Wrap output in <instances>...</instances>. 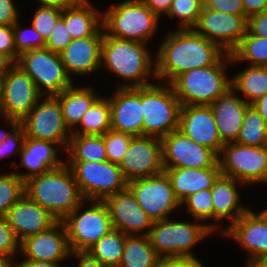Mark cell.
Instances as JSON below:
<instances>
[{"label": "cell", "instance_id": "cell-31", "mask_svg": "<svg viewBox=\"0 0 267 267\" xmlns=\"http://www.w3.org/2000/svg\"><path fill=\"white\" fill-rule=\"evenodd\" d=\"M156 254L146 235H126L122 259L118 267H160Z\"/></svg>", "mask_w": 267, "mask_h": 267}, {"label": "cell", "instance_id": "cell-59", "mask_svg": "<svg viewBox=\"0 0 267 267\" xmlns=\"http://www.w3.org/2000/svg\"><path fill=\"white\" fill-rule=\"evenodd\" d=\"M12 64L13 63L7 57H5L3 54H0V79L4 76Z\"/></svg>", "mask_w": 267, "mask_h": 267}, {"label": "cell", "instance_id": "cell-30", "mask_svg": "<svg viewBox=\"0 0 267 267\" xmlns=\"http://www.w3.org/2000/svg\"><path fill=\"white\" fill-rule=\"evenodd\" d=\"M96 89L87 87H70L55 95L62 108L65 126L72 132L80 123L86 111L101 97Z\"/></svg>", "mask_w": 267, "mask_h": 267}, {"label": "cell", "instance_id": "cell-11", "mask_svg": "<svg viewBox=\"0 0 267 267\" xmlns=\"http://www.w3.org/2000/svg\"><path fill=\"white\" fill-rule=\"evenodd\" d=\"M71 169L85 200H104L128 186L118 164L104 162H65Z\"/></svg>", "mask_w": 267, "mask_h": 267}, {"label": "cell", "instance_id": "cell-3", "mask_svg": "<svg viewBox=\"0 0 267 267\" xmlns=\"http://www.w3.org/2000/svg\"><path fill=\"white\" fill-rule=\"evenodd\" d=\"M25 194L47 210L57 221H62L85 199L69 166L35 175L24 181Z\"/></svg>", "mask_w": 267, "mask_h": 267}, {"label": "cell", "instance_id": "cell-18", "mask_svg": "<svg viewBox=\"0 0 267 267\" xmlns=\"http://www.w3.org/2000/svg\"><path fill=\"white\" fill-rule=\"evenodd\" d=\"M103 201L109 210L113 229L125 235H149L154 222L142 210L128 187Z\"/></svg>", "mask_w": 267, "mask_h": 267}, {"label": "cell", "instance_id": "cell-56", "mask_svg": "<svg viewBox=\"0 0 267 267\" xmlns=\"http://www.w3.org/2000/svg\"><path fill=\"white\" fill-rule=\"evenodd\" d=\"M15 267H65L61 263H51L46 261H30L22 260L20 263H15Z\"/></svg>", "mask_w": 267, "mask_h": 267}, {"label": "cell", "instance_id": "cell-45", "mask_svg": "<svg viewBox=\"0 0 267 267\" xmlns=\"http://www.w3.org/2000/svg\"><path fill=\"white\" fill-rule=\"evenodd\" d=\"M72 37L66 30L64 25V9L61 18L55 24L51 35L45 41V48L55 52H62L68 44L72 41Z\"/></svg>", "mask_w": 267, "mask_h": 267}, {"label": "cell", "instance_id": "cell-29", "mask_svg": "<svg viewBox=\"0 0 267 267\" xmlns=\"http://www.w3.org/2000/svg\"><path fill=\"white\" fill-rule=\"evenodd\" d=\"M64 25L72 39L104 36L102 12L90 0L64 9Z\"/></svg>", "mask_w": 267, "mask_h": 267}, {"label": "cell", "instance_id": "cell-33", "mask_svg": "<svg viewBox=\"0 0 267 267\" xmlns=\"http://www.w3.org/2000/svg\"><path fill=\"white\" fill-rule=\"evenodd\" d=\"M65 162L108 161L103 135L71 134Z\"/></svg>", "mask_w": 267, "mask_h": 267}, {"label": "cell", "instance_id": "cell-46", "mask_svg": "<svg viewBox=\"0 0 267 267\" xmlns=\"http://www.w3.org/2000/svg\"><path fill=\"white\" fill-rule=\"evenodd\" d=\"M25 138L24 129L19 124L3 141L0 142V159L10 157L15 151L20 153Z\"/></svg>", "mask_w": 267, "mask_h": 267}, {"label": "cell", "instance_id": "cell-19", "mask_svg": "<svg viewBox=\"0 0 267 267\" xmlns=\"http://www.w3.org/2000/svg\"><path fill=\"white\" fill-rule=\"evenodd\" d=\"M20 253L30 261L61 263L70 257L67 231L62 221H57L44 232L29 236L20 242Z\"/></svg>", "mask_w": 267, "mask_h": 267}, {"label": "cell", "instance_id": "cell-34", "mask_svg": "<svg viewBox=\"0 0 267 267\" xmlns=\"http://www.w3.org/2000/svg\"><path fill=\"white\" fill-rule=\"evenodd\" d=\"M111 129L110 103L100 97L83 115L79 125L71 132L78 135H104Z\"/></svg>", "mask_w": 267, "mask_h": 267}, {"label": "cell", "instance_id": "cell-50", "mask_svg": "<svg viewBox=\"0 0 267 267\" xmlns=\"http://www.w3.org/2000/svg\"><path fill=\"white\" fill-rule=\"evenodd\" d=\"M19 17L13 0H0V25H14Z\"/></svg>", "mask_w": 267, "mask_h": 267}, {"label": "cell", "instance_id": "cell-26", "mask_svg": "<svg viewBox=\"0 0 267 267\" xmlns=\"http://www.w3.org/2000/svg\"><path fill=\"white\" fill-rule=\"evenodd\" d=\"M232 88L211 103L216 126L224 143L235 142L240 133L243 117L250 106L242 97H238Z\"/></svg>", "mask_w": 267, "mask_h": 267}, {"label": "cell", "instance_id": "cell-41", "mask_svg": "<svg viewBox=\"0 0 267 267\" xmlns=\"http://www.w3.org/2000/svg\"><path fill=\"white\" fill-rule=\"evenodd\" d=\"M14 45L16 49V61L18 56L26 51L45 47L42 35L31 25L23 29L19 20L13 25Z\"/></svg>", "mask_w": 267, "mask_h": 267}, {"label": "cell", "instance_id": "cell-62", "mask_svg": "<svg viewBox=\"0 0 267 267\" xmlns=\"http://www.w3.org/2000/svg\"><path fill=\"white\" fill-rule=\"evenodd\" d=\"M257 214L267 223V207Z\"/></svg>", "mask_w": 267, "mask_h": 267}, {"label": "cell", "instance_id": "cell-15", "mask_svg": "<svg viewBox=\"0 0 267 267\" xmlns=\"http://www.w3.org/2000/svg\"><path fill=\"white\" fill-rule=\"evenodd\" d=\"M161 143L163 168L220 167L213 150L197 144L178 129L164 136Z\"/></svg>", "mask_w": 267, "mask_h": 267}, {"label": "cell", "instance_id": "cell-6", "mask_svg": "<svg viewBox=\"0 0 267 267\" xmlns=\"http://www.w3.org/2000/svg\"><path fill=\"white\" fill-rule=\"evenodd\" d=\"M180 222L164 219L155 221L149 232V239L156 254L161 258L195 256L192 249L198 242L216 232L219 224ZM197 222V223H196Z\"/></svg>", "mask_w": 267, "mask_h": 267}, {"label": "cell", "instance_id": "cell-55", "mask_svg": "<svg viewBox=\"0 0 267 267\" xmlns=\"http://www.w3.org/2000/svg\"><path fill=\"white\" fill-rule=\"evenodd\" d=\"M40 2L39 5L42 6H55L61 9H65L67 7L74 6L80 3L82 0H36V2Z\"/></svg>", "mask_w": 267, "mask_h": 267}, {"label": "cell", "instance_id": "cell-38", "mask_svg": "<svg viewBox=\"0 0 267 267\" xmlns=\"http://www.w3.org/2000/svg\"><path fill=\"white\" fill-rule=\"evenodd\" d=\"M204 7L203 0H173L167 17L178 18V29H192Z\"/></svg>", "mask_w": 267, "mask_h": 267}, {"label": "cell", "instance_id": "cell-27", "mask_svg": "<svg viewBox=\"0 0 267 267\" xmlns=\"http://www.w3.org/2000/svg\"><path fill=\"white\" fill-rule=\"evenodd\" d=\"M237 185L245 184L220 174L210 189L213 199V220L218 221L217 224L226 218L230 220L231 225L249 210L239 203L241 196Z\"/></svg>", "mask_w": 267, "mask_h": 267}, {"label": "cell", "instance_id": "cell-8", "mask_svg": "<svg viewBox=\"0 0 267 267\" xmlns=\"http://www.w3.org/2000/svg\"><path fill=\"white\" fill-rule=\"evenodd\" d=\"M88 202L89 206L86 205ZM62 222L71 251H87L113 229L109 210L103 200H84Z\"/></svg>", "mask_w": 267, "mask_h": 267}, {"label": "cell", "instance_id": "cell-42", "mask_svg": "<svg viewBox=\"0 0 267 267\" xmlns=\"http://www.w3.org/2000/svg\"><path fill=\"white\" fill-rule=\"evenodd\" d=\"M133 137V135L128 133L108 130L103 135L108 161L119 164L128 150Z\"/></svg>", "mask_w": 267, "mask_h": 267}, {"label": "cell", "instance_id": "cell-58", "mask_svg": "<svg viewBox=\"0 0 267 267\" xmlns=\"http://www.w3.org/2000/svg\"><path fill=\"white\" fill-rule=\"evenodd\" d=\"M4 121L7 122L11 131L10 130L6 131L3 128L1 129L0 127V142L3 141L20 124L18 120L10 119V118H5Z\"/></svg>", "mask_w": 267, "mask_h": 267}, {"label": "cell", "instance_id": "cell-22", "mask_svg": "<svg viewBox=\"0 0 267 267\" xmlns=\"http://www.w3.org/2000/svg\"><path fill=\"white\" fill-rule=\"evenodd\" d=\"M219 231L223 236L237 241L247 251L248 259L245 263L267 258V223L252 209Z\"/></svg>", "mask_w": 267, "mask_h": 267}, {"label": "cell", "instance_id": "cell-49", "mask_svg": "<svg viewBox=\"0 0 267 267\" xmlns=\"http://www.w3.org/2000/svg\"><path fill=\"white\" fill-rule=\"evenodd\" d=\"M247 31L252 35L267 38V11L249 16Z\"/></svg>", "mask_w": 267, "mask_h": 267}, {"label": "cell", "instance_id": "cell-53", "mask_svg": "<svg viewBox=\"0 0 267 267\" xmlns=\"http://www.w3.org/2000/svg\"><path fill=\"white\" fill-rule=\"evenodd\" d=\"M149 7L159 18L166 15L170 9L173 0H141Z\"/></svg>", "mask_w": 267, "mask_h": 267}, {"label": "cell", "instance_id": "cell-52", "mask_svg": "<svg viewBox=\"0 0 267 267\" xmlns=\"http://www.w3.org/2000/svg\"><path fill=\"white\" fill-rule=\"evenodd\" d=\"M78 260V267H106L86 251H71L70 257Z\"/></svg>", "mask_w": 267, "mask_h": 267}, {"label": "cell", "instance_id": "cell-57", "mask_svg": "<svg viewBox=\"0 0 267 267\" xmlns=\"http://www.w3.org/2000/svg\"><path fill=\"white\" fill-rule=\"evenodd\" d=\"M267 122V93L251 104Z\"/></svg>", "mask_w": 267, "mask_h": 267}, {"label": "cell", "instance_id": "cell-63", "mask_svg": "<svg viewBox=\"0 0 267 267\" xmlns=\"http://www.w3.org/2000/svg\"><path fill=\"white\" fill-rule=\"evenodd\" d=\"M2 116H1V102H0V118H1Z\"/></svg>", "mask_w": 267, "mask_h": 267}, {"label": "cell", "instance_id": "cell-43", "mask_svg": "<svg viewBox=\"0 0 267 267\" xmlns=\"http://www.w3.org/2000/svg\"><path fill=\"white\" fill-rule=\"evenodd\" d=\"M63 9L55 6L40 5L35 10L31 25L42 35L46 41L62 16Z\"/></svg>", "mask_w": 267, "mask_h": 267}, {"label": "cell", "instance_id": "cell-7", "mask_svg": "<svg viewBox=\"0 0 267 267\" xmlns=\"http://www.w3.org/2000/svg\"><path fill=\"white\" fill-rule=\"evenodd\" d=\"M141 105L143 106L142 135L162 139L179 126L181 102L172 86L152 84L141 87Z\"/></svg>", "mask_w": 267, "mask_h": 267}, {"label": "cell", "instance_id": "cell-1", "mask_svg": "<svg viewBox=\"0 0 267 267\" xmlns=\"http://www.w3.org/2000/svg\"><path fill=\"white\" fill-rule=\"evenodd\" d=\"M157 50L156 80L171 83L179 74L217 64L226 54L218 44L193 29H175Z\"/></svg>", "mask_w": 267, "mask_h": 267}, {"label": "cell", "instance_id": "cell-20", "mask_svg": "<svg viewBox=\"0 0 267 267\" xmlns=\"http://www.w3.org/2000/svg\"><path fill=\"white\" fill-rule=\"evenodd\" d=\"M178 130L197 144L210 148L217 155L225 144L221 140L209 105L181 106Z\"/></svg>", "mask_w": 267, "mask_h": 267}, {"label": "cell", "instance_id": "cell-10", "mask_svg": "<svg viewBox=\"0 0 267 267\" xmlns=\"http://www.w3.org/2000/svg\"><path fill=\"white\" fill-rule=\"evenodd\" d=\"M218 163L221 174L230 176L245 186L267 184V146L225 143L218 155Z\"/></svg>", "mask_w": 267, "mask_h": 267}, {"label": "cell", "instance_id": "cell-25", "mask_svg": "<svg viewBox=\"0 0 267 267\" xmlns=\"http://www.w3.org/2000/svg\"><path fill=\"white\" fill-rule=\"evenodd\" d=\"M58 149L62 150L58 144L52 141L26 137L22 150L18 154H20L19 167H25L28 171L21 173L13 172L23 181H26L32 176L61 167L65 161L59 158Z\"/></svg>", "mask_w": 267, "mask_h": 267}, {"label": "cell", "instance_id": "cell-48", "mask_svg": "<svg viewBox=\"0 0 267 267\" xmlns=\"http://www.w3.org/2000/svg\"><path fill=\"white\" fill-rule=\"evenodd\" d=\"M0 54H3L12 63H16L13 25H0Z\"/></svg>", "mask_w": 267, "mask_h": 267}, {"label": "cell", "instance_id": "cell-2", "mask_svg": "<svg viewBox=\"0 0 267 267\" xmlns=\"http://www.w3.org/2000/svg\"><path fill=\"white\" fill-rule=\"evenodd\" d=\"M146 45L138 41L114 38L104 33L101 68H107L106 70L125 81L117 87H146L153 84L152 79H156V61L152 60L153 56Z\"/></svg>", "mask_w": 267, "mask_h": 267}, {"label": "cell", "instance_id": "cell-35", "mask_svg": "<svg viewBox=\"0 0 267 267\" xmlns=\"http://www.w3.org/2000/svg\"><path fill=\"white\" fill-rule=\"evenodd\" d=\"M125 237L121 231L112 229L86 252L106 267H118L122 259Z\"/></svg>", "mask_w": 267, "mask_h": 267}, {"label": "cell", "instance_id": "cell-16", "mask_svg": "<svg viewBox=\"0 0 267 267\" xmlns=\"http://www.w3.org/2000/svg\"><path fill=\"white\" fill-rule=\"evenodd\" d=\"M192 29L230 54L246 34L247 17L221 13L203 7Z\"/></svg>", "mask_w": 267, "mask_h": 267}, {"label": "cell", "instance_id": "cell-47", "mask_svg": "<svg viewBox=\"0 0 267 267\" xmlns=\"http://www.w3.org/2000/svg\"><path fill=\"white\" fill-rule=\"evenodd\" d=\"M204 8L221 13L245 15L242 0H203Z\"/></svg>", "mask_w": 267, "mask_h": 267}, {"label": "cell", "instance_id": "cell-9", "mask_svg": "<svg viewBox=\"0 0 267 267\" xmlns=\"http://www.w3.org/2000/svg\"><path fill=\"white\" fill-rule=\"evenodd\" d=\"M34 81L42 96H55L74 82L67 75L60 54L47 48L21 53L15 63Z\"/></svg>", "mask_w": 267, "mask_h": 267}, {"label": "cell", "instance_id": "cell-28", "mask_svg": "<svg viewBox=\"0 0 267 267\" xmlns=\"http://www.w3.org/2000/svg\"><path fill=\"white\" fill-rule=\"evenodd\" d=\"M163 169L169 177L174 194L180 203L198 191L211 189L221 174L220 167Z\"/></svg>", "mask_w": 267, "mask_h": 267}, {"label": "cell", "instance_id": "cell-36", "mask_svg": "<svg viewBox=\"0 0 267 267\" xmlns=\"http://www.w3.org/2000/svg\"><path fill=\"white\" fill-rule=\"evenodd\" d=\"M230 54L231 63L245 61L253 66H267V38L246 31L245 36Z\"/></svg>", "mask_w": 267, "mask_h": 267}, {"label": "cell", "instance_id": "cell-13", "mask_svg": "<svg viewBox=\"0 0 267 267\" xmlns=\"http://www.w3.org/2000/svg\"><path fill=\"white\" fill-rule=\"evenodd\" d=\"M41 97L33 79L15 63L0 79L2 118L21 122Z\"/></svg>", "mask_w": 267, "mask_h": 267}, {"label": "cell", "instance_id": "cell-4", "mask_svg": "<svg viewBox=\"0 0 267 267\" xmlns=\"http://www.w3.org/2000/svg\"><path fill=\"white\" fill-rule=\"evenodd\" d=\"M228 62L229 53L215 65L179 74L170 85L181 105H210L226 93L231 88V78L225 72Z\"/></svg>", "mask_w": 267, "mask_h": 267}, {"label": "cell", "instance_id": "cell-39", "mask_svg": "<svg viewBox=\"0 0 267 267\" xmlns=\"http://www.w3.org/2000/svg\"><path fill=\"white\" fill-rule=\"evenodd\" d=\"M24 194V181L17 174H0V216H5Z\"/></svg>", "mask_w": 267, "mask_h": 267}, {"label": "cell", "instance_id": "cell-14", "mask_svg": "<svg viewBox=\"0 0 267 267\" xmlns=\"http://www.w3.org/2000/svg\"><path fill=\"white\" fill-rule=\"evenodd\" d=\"M127 187L153 222L169 218L173 210L175 212L181 207L165 172L129 181Z\"/></svg>", "mask_w": 267, "mask_h": 267}, {"label": "cell", "instance_id": "cell-60", "mask_svg": "<svg viewBox=\"0 0 267 267\" xmlns=\"http://www.w3.org/2000/svg\"><path fill=\"white\" fill-rule=\"evenodd\" d=\"M246 267H267V258L250 261L245 264Z\"/></svg>", "mask_w": 267, "mask_h": 267}, {"label": "cell", "instance_id": "cell-51", "mask_svg": "<svg viewBox=\"0 0 267 267\" xmlns=\"http://www.w3.org/2000/svg\"><path fill=\"white\" fill-rule=\"evenodd\" d=\"M160 267H204V265L196 256H183L161 259Z\"/></svg>", "mask_w": 267, "mask_h": 267}, {"label": "cell", "instance_id": "cell-37", "mask_svg": "<svg viewBox=\"0 0 267 267\" xmlns=\"http://www.w3.org/2000/svg\"><path fill=\"white\" fill-rule=\"evenodd\" d=\"M235 142L246 146H267V122L252 105L244 114L240 133Z\"/></svg>", "mask_w": 267, "mask_h": 267}, {"label": "cell", "instance_id": "cell-61", "mask_svg": "<svg viewBox=\"0 0 267 267\" xmlns=\"http://www.w3.org/2000/svg\"><path fill=\"white\" fill-rule=\"evenodd\" d=\"M0 267H15V261L12 259L0 257Z\"/></svg>", "mask_w": 267, "mask_h": 267}, {"label": "cell", "instance_id": "cell-24", "mask_svg": "<svg viewBox=\"0 0 267 267\" xmlns=\"http://www.w3.org/2000/svg\"><path fill=\"white\" fill-rule=\"evenodd\" d=\"M103 36H89L73 39L60 52L61 61L67 75L91 76L101 68ZM72 75V76H71Z\"/></svg>", "mask_w": 267, "mask_h": 267}, {"label": "cell", "instance_id": "cell-23", "mask_svg": "<svg viewBox=\"0 0 267 267\" xmlns=\"http://www.w3.org/2000/svg\"><path fill=\"white\" fill-rule=\"evenodd\" d=\"M8 225L19 242L48 230L57 220L24 194L6 213Z\"/></svg>", "mask_w": 267, "mask_h": 267}, {"label": "cell", "instance_id": "cell-12", "mask_svg": "<svg viewBox=\"0 0 267 267\" xmlns=\"http://www.w3.org/2000/svg\"><path fill=\"white\" fill-rule=\"evenodd\" d=\"M25 136L58 144L62 153L67 149L71 132L65 126L62 108L55 96H42L20 122Z\"/></svg>", "mask_w": 267, "mask_h": 267}, {"label": "cell", "instance_id": "cell-54", "mask_svg": "<svg viewBox=\"0 0 267 267\" xmlns=\"http://www.w3.org/2000/svg\"><path fill=\"white\" fill-rule=\"evenodd\" d=\"M245 16H249L267 11V0H242Z\"/></svg>", "mask_w": 267, "mask_h": 267}, {"label": "cell", "instance_id": "cell-32", "mask_svg": "<svg viewBox=\"0 0 267 267\" xmlns=\"http://www.w3.org/2000/svg\"><path fill=\"white\" fill-rule=\"evenodd\" d=\"M231 88L251 105L267 93V66L248 65L231 78Z\"/></svg>", "mask_w": 267, "mask_h": 267}, {"label": "cell", "instance_id": "cell-40", "mask_svg": "<svg viewBox=\"0 0 267 267\" xmlns=\"http://www.w3.org/2000/svg\"><path fill=\"white\" fill-rule=\"evenodd\" d=\"M183 205L195 220L204 223L207 220L213 221V199L210 189H203L190 195L181 203V206Z\"/></svg>", "mask_w": 267, "mask_h": 267}, {"label": "cell", "instance_id": "cell-44", "mask_svg": "<svg viewBox=\"0 0 267 267\" xmlns=\"http://www.w3.org/2000/svg\"><path fill=\"white\" fill-rule=\"evenodd\" d=\"M20 253V242L8 225L5 216H0V257L13 259Z\"/></svg>", "mask_w": 267, "mask_h": 267}, {"label": "cell", "instance_id": "cell-5", "mask_svg": "<svg viewBox=\"0 0 267 267\" xmlns=\"http://www.w3.org/2000/svg\"><path fill=\"white\" fill-rule=\"evenodd\" d=\"M159 20L141 0H124L102 12V26L106 35L145 44L157 32Z\"/></svg>", "mask_w": 267, "mask_h": 267}, {"label": "cell", "instance_id": "cell-21", "mask_svg": "<svg viewBox=\"0 0 267 267\" xmlns=\"http://www.w3.org/2000/svg\"><path fill=\"white\" fill-rule=\"evenodd\" d=\"M108 98L111 130L142 136L144 118L141 87H117Z\"/></svg>", "mask_w": 267, "mask_h": 267}, {"label": "cell", "instance_id": "cell-17", "mask_svg": "<svg viewBox=\"0 0 267 267\" xmlns=\"http://www.w3.org/2000/svg\"><path fill=\"white\" fill-rule=\"evenodd\" d=\"M118 165L128 182L163 173L161 139L134 136Z\"/></svg>", "mask_w": 267, "mask_h": 267}]
</instances>
